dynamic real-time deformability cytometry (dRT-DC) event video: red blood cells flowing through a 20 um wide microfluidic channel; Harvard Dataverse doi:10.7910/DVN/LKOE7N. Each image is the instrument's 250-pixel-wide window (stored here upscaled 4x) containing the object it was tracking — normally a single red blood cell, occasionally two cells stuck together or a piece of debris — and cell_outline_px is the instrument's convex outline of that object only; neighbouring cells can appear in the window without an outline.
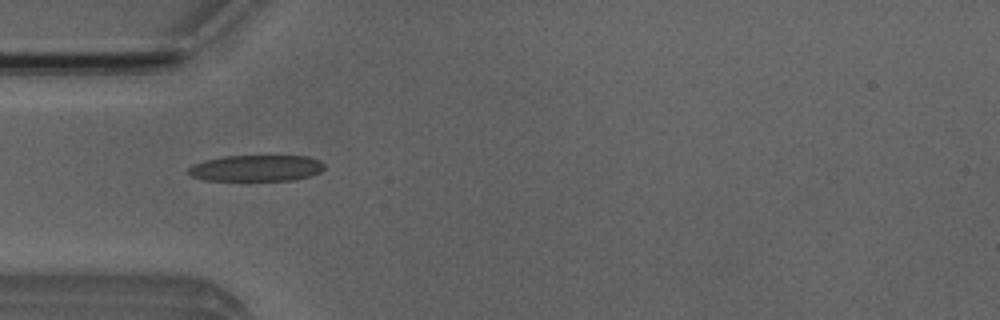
{"species": "Egyptian fruit bat (a non-hibernating species)", "species_latin": "Rousettus aegyptiacus", "temperature_condition": "room temperature", "stored_images_in_passage": 34, "camera_frame_rate_fps": 3000, "um_per_image_px": 0.085, "animal": {"sex": "male"}, "frame": {"image": 1, "passage_image": 1, "time_ms": 0.0, "image_size_px": [1000, 320], "cell_outline_px": [[324, 168], [320, 172], [308, 176], [292, 180], [204, 180], [192, 176], [188, 172], [188, 168], [192, 164], [204, 160], [224, 156], [308, 156], [320, 160], [324, 164]], "centroid_in_image_um": [21.77, 14.28], "position_along_channel_um": 63.2, "area_um2": 20.75}}
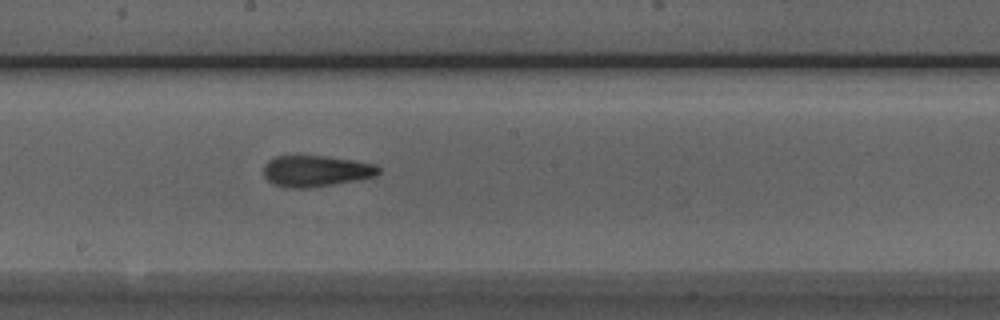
{"frame": {"image": 2, "passage_image": 13, "time_ms": 4.0, "image_size_px": [1000, 320], "cell_outline_px": [[380, 172], [372, 176], [356, 180], [308, 188], [288, 188], [272, 184], [264, 176], [264, 164], [268, 160], [276, 156], [296, 152], [352, 160], [376, 164], [380, 168]], "centroid_in_image_um": [26.77, 14.49], "position_along_channel_um": 221.4, "area_um2": 21.44}}
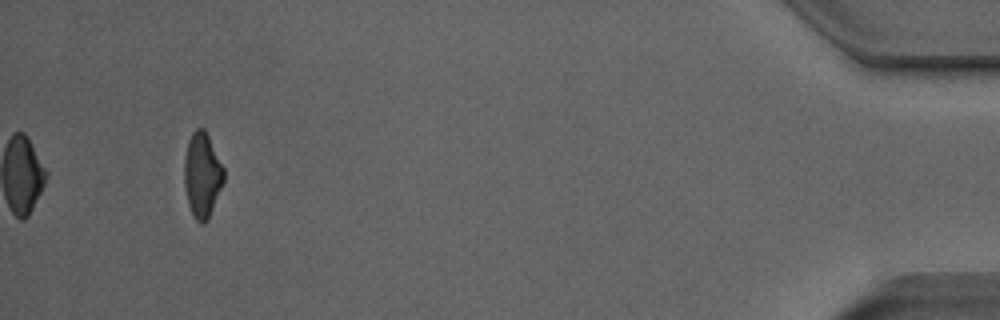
{"frame": {"image": 3, "passage_image": 34, "time_ms": 11.0, "image_size_px": [1000, 320], "cell_outline_px": [[224, 180], [208, 220], [204, 224], [200, 224], [196, 220], [188, 204], [184, 188], [184, 160], [188, 140], [192, 132], [196, 128], [204, 128], [224, 168]], "centroid_in_image_um": [17.17, 14.88], "position_along_channel_um": 418.0, "area_um2": 19.54}, "authors_computed_cell_mechanics": {"area_um2": 20.4901, "velocity_mm_per_s": 3.955, "shape_relaxation_time_tau1_ms": 4.9479, "shape_relaxation_time_tau2_ms": 2.7165, "deformation_change_tau1": 0.1834, "deformation_change_tau2": 0.136}}